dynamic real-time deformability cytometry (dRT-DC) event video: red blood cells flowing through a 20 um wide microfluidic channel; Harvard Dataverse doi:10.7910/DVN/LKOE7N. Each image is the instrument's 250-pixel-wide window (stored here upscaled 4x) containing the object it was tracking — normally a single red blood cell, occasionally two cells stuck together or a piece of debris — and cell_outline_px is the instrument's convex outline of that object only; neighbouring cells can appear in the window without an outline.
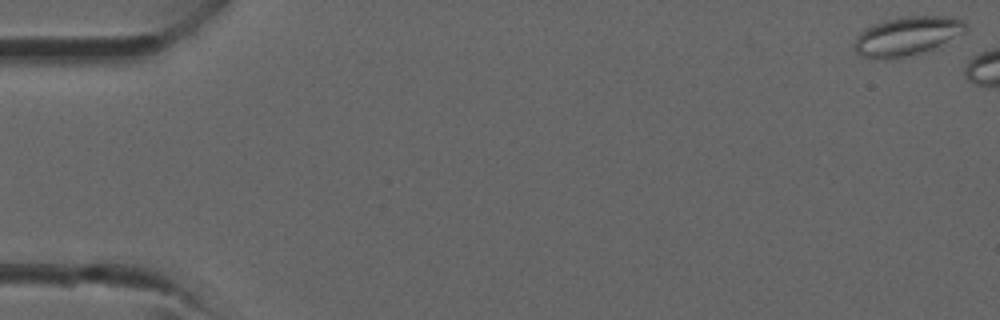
{"species": "common noctule bat (a hibernating species)", "species_latin": "Nyctalus noctula", "temperature_condition": "room temperature", "stored_images_in_passage": 4, "camera_frame_rate_fps": 3000, "um_per_image_px": 0.085, "animal": {"sex": "male", "forearm_length_mm": 52.5}, "frame": {"image": 1, "passage_image": 1, "time_ms": 0.0, "image_size_px": [1000, 320], "cell_outline_px": [[968, 28], [964, 32], [936, 48], [904, 56], [884, 60], [860, 56], [856, 52], [856, 36], [860, 32], [884, 20], [904, 16], [952, 16], [964, 20], [968, 24]], "centroid_in_image_um": [77.15, 3.05], "position_along_channel_um": 7.8, "area_um2": 25.14}}